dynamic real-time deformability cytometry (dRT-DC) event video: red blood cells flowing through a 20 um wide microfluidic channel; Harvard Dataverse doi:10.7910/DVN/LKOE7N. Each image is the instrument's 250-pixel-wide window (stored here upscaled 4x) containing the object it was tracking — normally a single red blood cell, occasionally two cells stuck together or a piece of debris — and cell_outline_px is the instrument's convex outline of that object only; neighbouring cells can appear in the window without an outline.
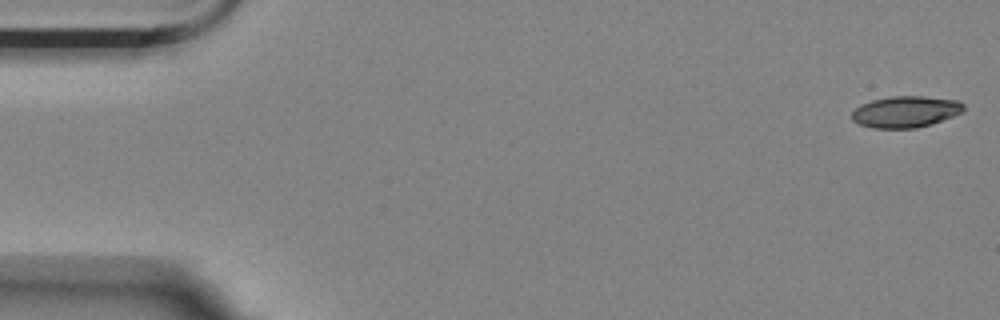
{"species": "Egyptian fruit bat (a non-hibernating species)", "species_latin": "Rousettus aegyptiacus", "temperature_condition": "room temperature", "stored_images_in_passage": 17, "camera_frame_rate_fps": 3000, "um_per_image_px": 0.085, "animal": {"sex": "female"}, "frame": {"image": 1, "passage_image": 1, "time_ms": 0.0, "image_size_px": [1000, 320], "cell_outline_px": [[964, 112], [932, 124], [916, 128], [872, 128], [860, 124], [852, 120], [852, 112], [860, 104], [872, 100], [888, 96], [924, 96], [960, 100], [964, 104]], "centroid_in_image_um": [77.0, 9.49], "position_along_channel_um": 8.0, "area_um2": 20.69}}
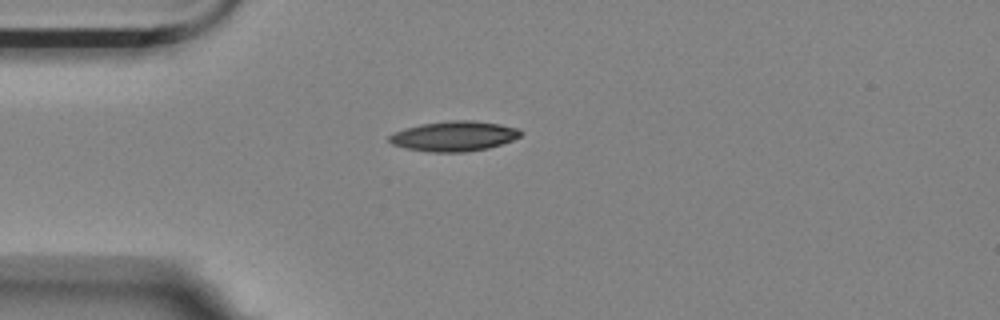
{"frame": {"image": 2, "passage_image": 14, "time_ms": 4.333, "image_size_px": [1000, 320], "cell_outline_px": [[524, 132], [520, 136], [512, 140], [488, 148], [464, 152], [428, 152], [404, 148], [392, 144], [388, 140], [388, 136], [404, 128], [420, 124], [448, 120], [476, 120], [500, 124], [520, 128]], "centroid_in_image_um": [38.6, 11.56], "position_along_channel_um": 46.4, "area_um2": 23.24}}